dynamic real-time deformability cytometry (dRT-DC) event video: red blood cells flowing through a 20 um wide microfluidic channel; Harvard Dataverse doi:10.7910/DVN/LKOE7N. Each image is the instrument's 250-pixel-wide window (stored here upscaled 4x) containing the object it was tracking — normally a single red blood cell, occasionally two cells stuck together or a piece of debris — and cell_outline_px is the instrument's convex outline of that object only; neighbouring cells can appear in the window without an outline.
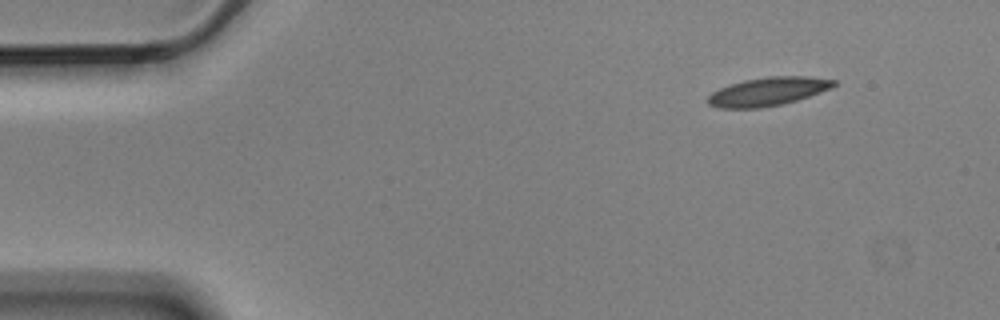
{"species": "Egyptian fruit bat (a non-hibernating species)", "species_latin": "Rousettus aegyptiacus", "temperature_condition": "cold", "stored_images_in_passage": 5, "camera_frame_rate_fps": 3000, "um_per_image_px": 0.085, "animal": {"sex": "male"}, "frame": {"image": 1, "passage_image": 1, "time_ms": 0.0, "image_size_px": [1000, 320], "cell_outline_px": [[836, 84], [832, 88], [796, 100], [780, 104], [760, 108], [720, 108], [708, 104], [708, 96], [712, 92], [720, 88], [744, 80], [768, 76], [808, 76], [836, 80]], "centroid_in_image_um": [65.28, 7.77], "position_along_channel_um": 19.7, "area_um2": 20.69}}
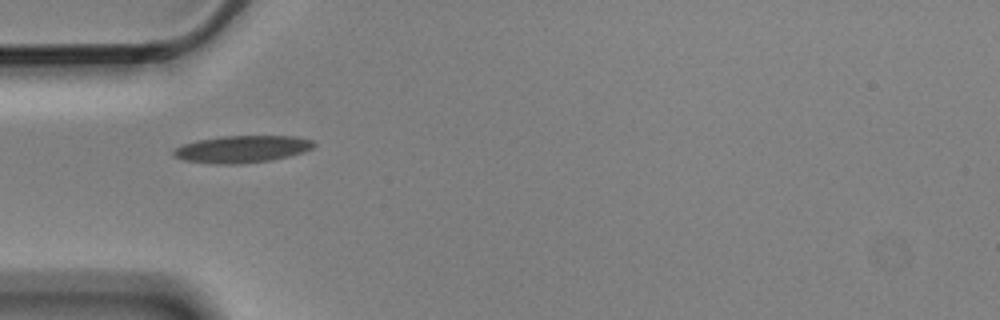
{"frame": {"image": 2, "passage_image": 4, "time_ms": 1.0, "image_size_px": [1000, 320], "cell_outline_px": [[316, 144], [312, 148], [288, 156], [272, 160], [240, 164], [220, 164], [184, 160], [172, 156], [172, 152], [176, 148], [184, 144], [196, 140], [224, 136], [296, 136], [312, 140]], "centroid_in_image_um": [20.56, 12.67], "position_along_channel_um": 64.4, "area_um2": 22.02}}
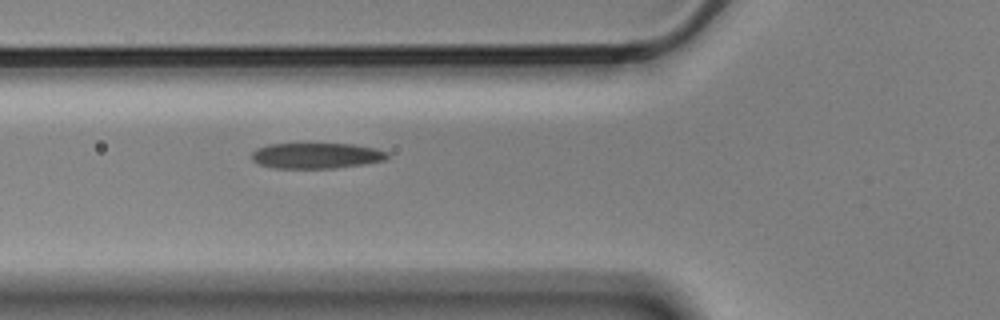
{"frame": {"image": 3, "passage_image": 5, "time_ms": 1.333, "image_size_px": [1000, 320], "cell_outline_px": [[388, 156], [384, 160], [360, 164], [332, 168], [276, 168], [260, 164], [252, 160], [252, 152], [256, 148], [268, 144], [352, 144], [376, 148], [388, 152]], "centroid_in_image_um": [26.86, 13.22], "position_along_channel_um": 98.9, "area_um2": 20.06}}